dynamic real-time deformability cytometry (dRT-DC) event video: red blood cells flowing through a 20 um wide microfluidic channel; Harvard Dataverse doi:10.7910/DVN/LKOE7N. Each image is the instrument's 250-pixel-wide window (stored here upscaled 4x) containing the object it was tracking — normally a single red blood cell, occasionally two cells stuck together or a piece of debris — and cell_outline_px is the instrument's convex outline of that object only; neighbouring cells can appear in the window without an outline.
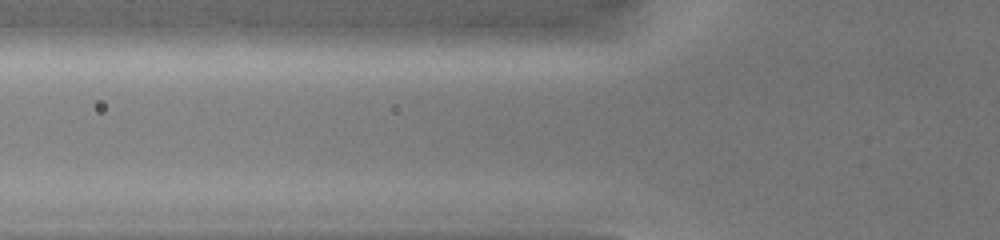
{"species": "common noctule bat (a hibernating species)", "species_latin": "Nyctalus noctula", "temperature_condition": "warm", "stored_images_in_passage": 3, "camera_frame_rate_fps": 3000, "um_per_image_px": 0.085, "animal": {"sex": "female", "body_mass_g": 19.0, "forearm_length_mm": 51.5}, "frame": {"image": 1, "passage_image": 3, "time_ms": 0.333, "image_size_px": [1000, 240], "cell_outline_px": [[624, 36], [616, 40], [596, 44], [572, 48], [460, 52], [404, 52], [396, 48], [396, 44], [408, 32], [420, 24], [584, 24], [624, 32]], "centroid_in_image_um": [42.72, 3.17], "position_along_channel_um": 83.1, "area_um2": 38.38}}